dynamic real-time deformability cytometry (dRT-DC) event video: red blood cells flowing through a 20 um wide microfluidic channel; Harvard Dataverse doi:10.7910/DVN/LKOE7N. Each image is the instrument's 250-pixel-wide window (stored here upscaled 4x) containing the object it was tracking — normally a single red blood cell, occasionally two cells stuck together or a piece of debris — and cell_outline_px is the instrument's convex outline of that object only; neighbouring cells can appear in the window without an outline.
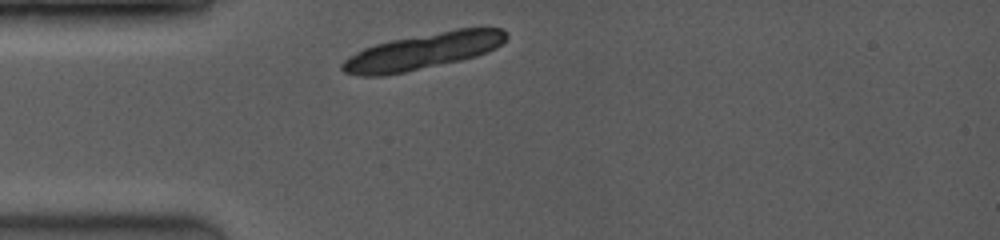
{"species": "common noctule bat (a hibernating species)", "species_latin": "Nyctalus noctula", "temperature_condition": "room temperature", "stored_images_in_passage": 1, "camera_frame_rate_fps": 3500, "um_per_image_px": 0.085, "animal": {"sex": "female", "body_mass_g": 19.0, "forearm_length_mm": 53.3}, "frame": {"image": 1, "passage_image": 1, "time_ms": 0.0, "image_size_px": [1000, 240], "cell_outline_px": [[508, 36], [496, 48], [476, 56], [460, 60], [404, 72], [384, 76], [360, 76], [344, 72], [340, 68], [340, 64], [348, 56], [364, 48], [376, 44], [392, 40], [456, 28], [504, 28]], "centroid_in_image_um": [35.92, 4.36], "position_along_channel_um": 49.1, "area_um2": 34.33}}